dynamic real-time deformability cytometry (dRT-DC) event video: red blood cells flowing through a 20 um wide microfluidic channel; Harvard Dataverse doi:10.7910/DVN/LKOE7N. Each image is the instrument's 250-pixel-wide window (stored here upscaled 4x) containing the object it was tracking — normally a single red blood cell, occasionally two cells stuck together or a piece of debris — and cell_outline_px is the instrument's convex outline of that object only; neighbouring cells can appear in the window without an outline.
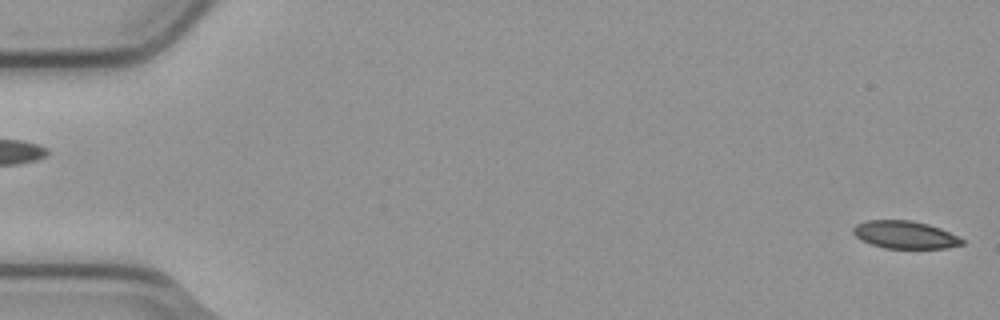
{"species": "common noctule bat (a hibernating species)", "species_latin": "Nyctalus noctula", "temperature_condition": "cold", "stored_images_in_passage": 5, "segment_of_instrument_passage": [2, 2], "camera_frame_rate_fps": 3000, "um_per_image_px": 0.085, "animal": {"sex": "male", "body_mass_g": 23.1, "forearm_length_mm": 52.7}, "frame": {"image": 1, "passage_image": 5, "time_ms": 1.333, "image_size_px": [1000, 320], "cell_outline_px": [[964, 244], [948, 248], [884, 248], [860, 240], [852, 232], [852, 228], [856, 224], [868, 220], [912, 220], [928, 224], [940, 228], [964, 240]], "centroid_in_image_um": [76.9, 19.95], "position_along_channel_um": 8.1, "area_um2": 17.51}}